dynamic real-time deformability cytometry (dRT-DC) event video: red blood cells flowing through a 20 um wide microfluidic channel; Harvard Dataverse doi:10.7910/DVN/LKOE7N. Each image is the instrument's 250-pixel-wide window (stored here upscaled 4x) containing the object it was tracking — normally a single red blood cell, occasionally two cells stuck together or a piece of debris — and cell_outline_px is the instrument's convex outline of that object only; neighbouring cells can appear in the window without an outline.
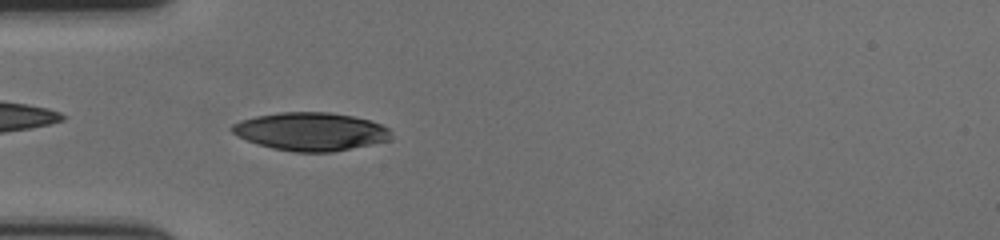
{"species": "human", "species_latin": "Homo sapiens", "temperature_condition": "cold", "stored_images_in_passage": 58, "camera_frame_rate_fps": 3000, "um_per_image_px": 0.085, "donor": {"sex": "female"}, "frame": {"image": 1, "passage_image": 18, "time_ms": 5.667, "image_size_px": [1000, 240], "cell_outline_px": [[392, 140], [332, 152], [292, 152], [272, 148], [256, 144], [236, 136], [228, 128], [232, 124], [240, 120], [256, 116], [280, 112], [328, 112], [352, 116], [368, 120], [380, 124], [388, 128], [392, 136]], "centroid_in_image_um": [26.37, 11.19], "position_along_channel_um": 58.6, "area_um2": 35.6}}
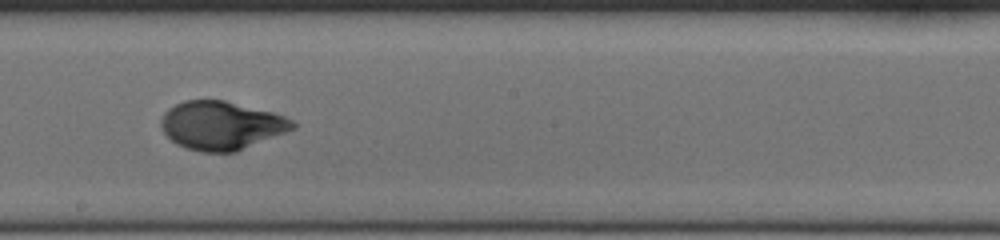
{"frame": {"image": 2, "passage_image": 33, "time_ms": 10.667, "image_size_px": [1000, 240], "cell_outline_px": [[296, 128], [236, 152], [200, 152], [176, 144], [164, 132], [160, 124], [160, 120], [164, 112], [168, 108], [184, 100], [224, 100], [272, 112], [284, 116], [292, 120], [296, 124]], "centroid_in_image_um": [18.8, 10.66], "position_along_channel_um": 229.4, "area_um2": 37.11}}
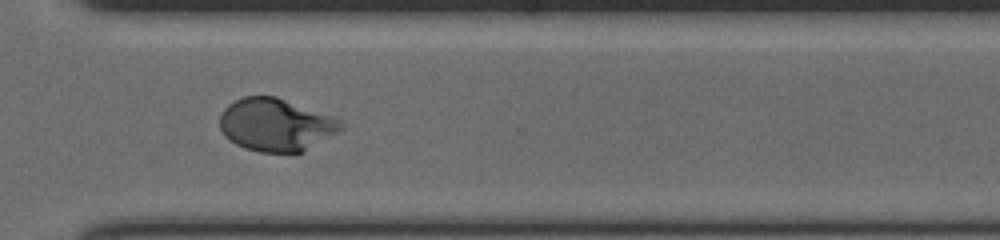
{"frame": {"image": 3, "passage_image": 43, "time_ms": 14.0, "image_size_px": [1000, 240], "cell_outline_px": [[344, 128], [304, 152], [296, 156], [260, 152], [244, 148], [228, 140], [224, 136], [220, 128], [220, 112], [228, 104], [244, 96], [276, 96], [336, 116], [344, 124]], "centroid_in_image_um": [23.48, 10.64], "position_along_channel_um": 347.1, "area_um2": 38.32}, "authors_computed_cell_mechanics": {"area_um2": 35.6626, "velocity_mm_per_s": 3.5239, "shape_relaxation_time_tau1_ms": 4.0859, "shape_relaxation_time_tau2_ms": null, "deformation_change_tau1": 0.209, "deformation_change_tau2": null}}